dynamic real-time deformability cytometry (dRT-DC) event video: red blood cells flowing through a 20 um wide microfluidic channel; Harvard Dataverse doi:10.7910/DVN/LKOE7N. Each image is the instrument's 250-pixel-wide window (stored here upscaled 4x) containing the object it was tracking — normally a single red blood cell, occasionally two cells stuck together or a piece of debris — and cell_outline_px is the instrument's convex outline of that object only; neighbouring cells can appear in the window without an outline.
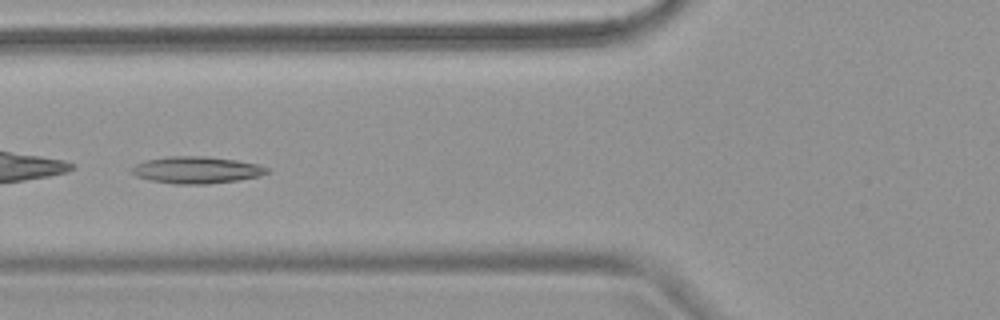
{"species": "common noctule bat (a hibernating species)", "species_latin": "Nyctalus noctula", "temperature_condition": "warm", "stored_images_in_passage": 8, "camera_frame_rate_fps": 3000, "um_per_image_px": 0.085, "animal": {"sex": "female", "body_mass_g": 18.4}, "frame": {"image": 1, "passage_image": 5, "time_ms": 5.667, "image_size_px": [1000, 320], "cell_outline_px": [[268, 172], [260, 176], [236, 180], [208, 184], [172, 184], [148, 180], [136, 176], [132, 172], [132, 168], [136, 164], [144, 160], [168, 156], [208, 156], [236, 160], [256, 164], [268, 168]], "centroid_in_image_um": [16.67, 14.45], "position_along_channel_um": 109.1, "area_um2": 21.21}}
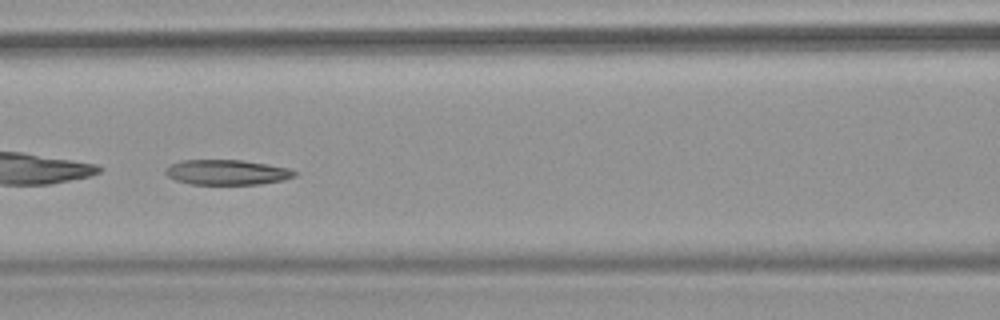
{"frame": {"image": 2, "passage_image": 6, "time_ms": 6.667, "image_size_px": [1000, 320], "cell_outline_px": [[300, 172], [296, 176], [284, 180], [260, 184], [188, 184], [176, 180], [168, 176], [164, 172], [164, 168], [172, 164], [184, 160], [244, 160], [268, 164], [288, 168]], "centroid_in_image_um": [19.32, 14.64], "position_along_channel_um": 147.3, "area_um2": 19.02}}
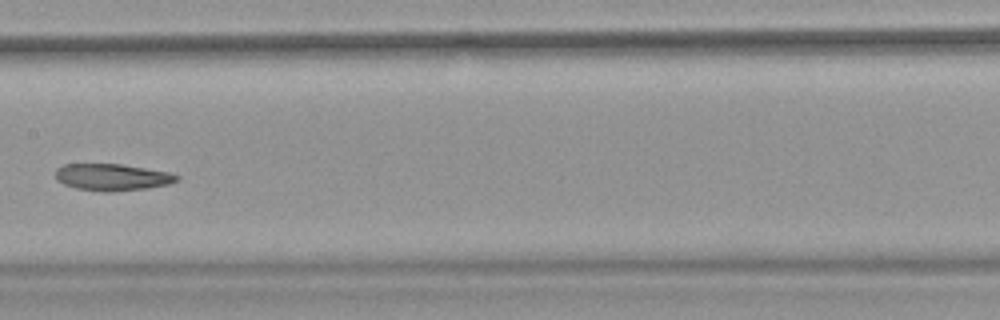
{"frame": {"image": 3, "passage_image": 7, "time_ms": 8.0, "image_size_px": [1000, 320], "cell_outline_px": [[180, 180], [168, 184], [148, 188], [104, 192], [76, 188], [64, 184], [56, 180], [56, 168], [64, 164], [120, 164], [168, 172], [180, 176]], "centroid_in_image_um": [9.53, 15.06], "position_along_channel_um": 197.9, "area_um2": 18.84}}